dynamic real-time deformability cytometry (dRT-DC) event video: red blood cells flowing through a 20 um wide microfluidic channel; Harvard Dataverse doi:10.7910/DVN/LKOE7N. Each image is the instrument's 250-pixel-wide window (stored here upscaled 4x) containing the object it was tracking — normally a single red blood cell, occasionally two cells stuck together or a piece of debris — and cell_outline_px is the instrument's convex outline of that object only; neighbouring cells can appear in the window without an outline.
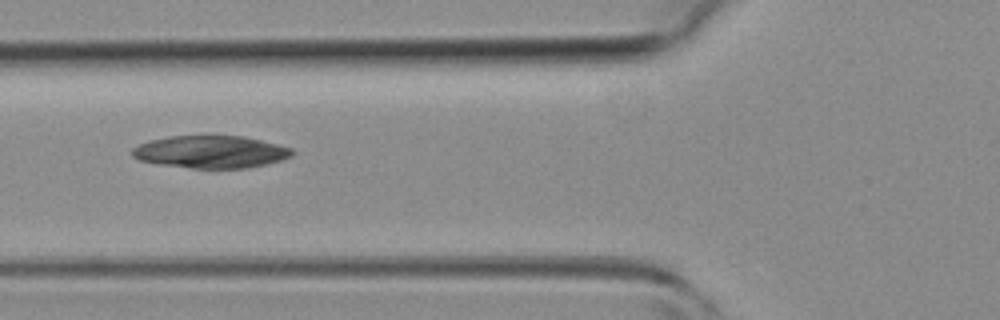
{"species": "common noctule bat (a hibernating species)", "species_latin": "Nyctalus noctula", "temperature_condition": "room temperature", "stored_images_in_passage": 4, "camera_frame_rate_fps": 3000, "um_per_image_px": 0.085, "animal": {"sex": "female", "body_mass_g": 19.3, "forearm_length_mm": 54.1}, "frame": {"image": 1, "passage_image": 4, "time_ms": 3.333, "image_size_px": [1000, 320], "cell_outline_px": [[292, 156], [284, 160], [268, 164], [248, 168], [192, 168], [160, 164], [140, 160], [132, 156], [132, 148], [148, 140], [168, 136], [244, 136], [292, 148]], "centroid_in_image_um": [17.92, 12.91], "position_along_channel_um": 107.9, "area_um2": 30.23}}